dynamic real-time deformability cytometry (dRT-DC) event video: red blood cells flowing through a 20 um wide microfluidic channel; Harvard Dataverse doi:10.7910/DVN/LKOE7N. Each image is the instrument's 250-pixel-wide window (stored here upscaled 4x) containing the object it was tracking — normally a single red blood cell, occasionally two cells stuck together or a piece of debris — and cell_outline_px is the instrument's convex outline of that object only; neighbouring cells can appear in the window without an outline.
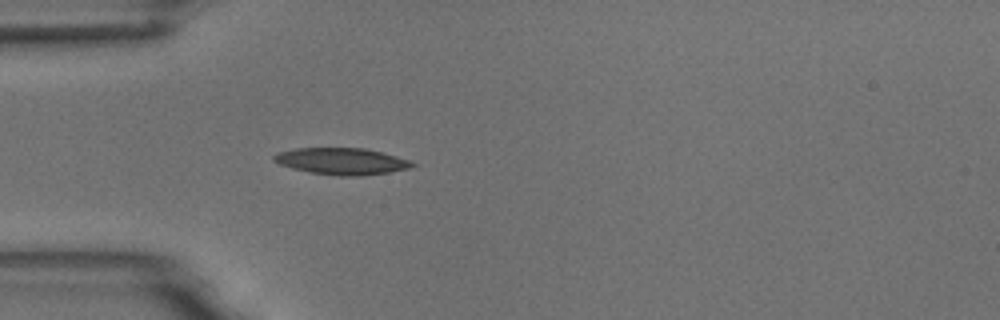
{"species": "common noctule bat (a hibernating species)", "species_latin": "Nyctalus noctula", "temperature_condition": "room temperature", "stored_images_in_passage": 4, "camera_frame_rate_fps": 3000, "um_per_image_px": 0.085, "animal": {"sex": "male", "body_mass_g": 18.8}, "frame": {"image": 1, "passage_image": 4, "time_ms": 4.333, "image_size_px": [1000, 320], "cell_outline_px": [[416, 164], [408, 168], [388, 172], [364, 176], [336, 176], [308, 172], [292, 168], [280, 164], [272, 160], [272, 156], [280, 152], [296, 148], [364, 148], [412, 160]], "centroid_in_image_um": [29.04, 13.71], "position_along_channel_um": 56.0, "area_um2": 21.5}}